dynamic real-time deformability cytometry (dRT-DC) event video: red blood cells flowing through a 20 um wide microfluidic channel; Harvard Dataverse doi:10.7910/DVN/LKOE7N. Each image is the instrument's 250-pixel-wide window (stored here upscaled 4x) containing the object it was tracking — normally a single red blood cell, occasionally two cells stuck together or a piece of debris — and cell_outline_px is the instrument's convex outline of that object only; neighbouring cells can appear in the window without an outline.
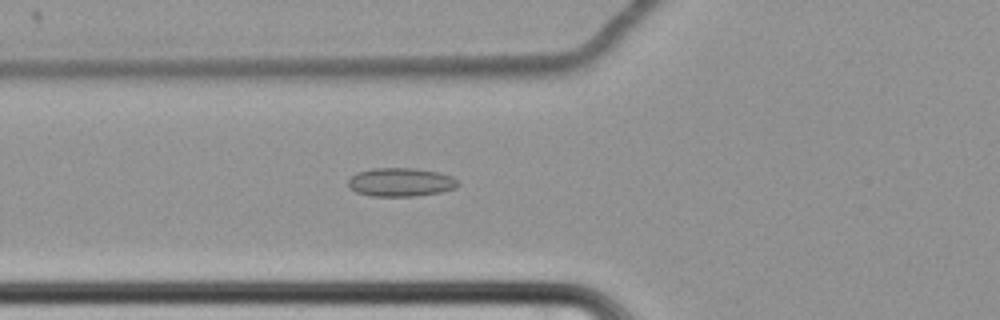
{"species": "common noctule bat (a hibernating species)", "species_latin": "Nyctalus noctula", "temperature_condition": "cold", "stored_images_in_passage": 64, "camera_frame_rate_fps": 3000, "um_per_image_px": 0.085, "animal": {"sex": "female", "body_mass_g": 22.7, "forearm_length_mm": 54.2}, "frame": {"image": 1, "passage_image": 27, "time_ms": 8.667, "image_size_px": [1000, 320], "cell_outline_px": [[460, 184], [456, 188], [440, 192], [416, 196], [372, 196], [356, 192], [348, 188], [348, 180], [356, 172], [372, 168], [416, 168], [440, 172], [452, 176]], "centroid_in_image_um": [34.05, 15.48], "position_along_channel_um": 91.7, "area_um2": 18.5}}
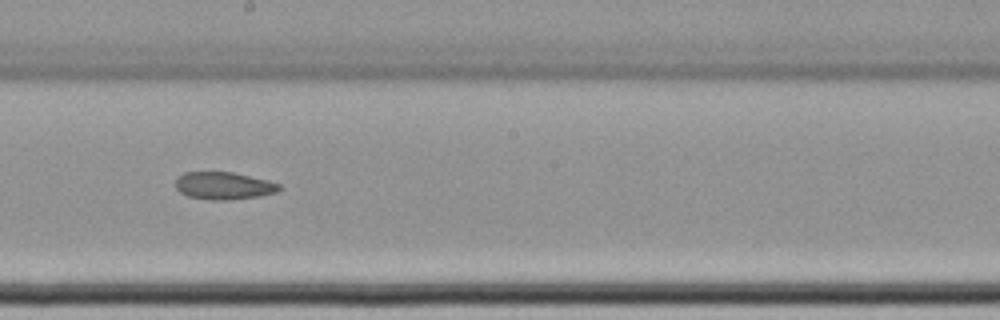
{"frame": {"image": 2, "passage_image": 39, "time_ms": 12.667, "image_size_px": [1000, 320], "cell_outline_px": [[284, 188], [276, 192], [260, 196], [232, 200], [208, 200], [188, 196], [180, 192], [176, 188], [176, 180], [184, 172], [232, 172], [268, 180], [280, 184]], "centroid_in_image_um": [19.05, 15.8], "position_along_channel_um": 229.1, "area_um2": 16.7}}
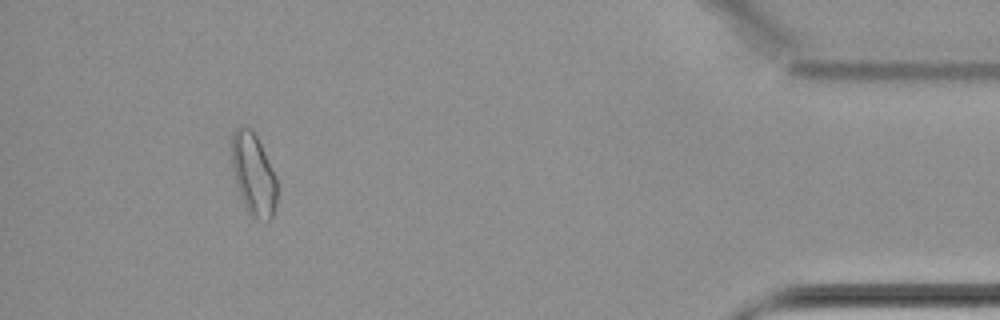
{"frame": {"image": 3, "passage_image": 60, "time_ms": 19.667, "image_size_px": [1000, 320], "cell_outline_px": [[276, 204], [272, 220], [252, 220], [244, 208], [236, 184], [232, 168], [232, 132], [240, 124], [252, 128], [276, 176]], "centroid_in_image_um": [21.53, 14.85], "position_along_channel_um": 413.7, "area_um2": 22.02}}